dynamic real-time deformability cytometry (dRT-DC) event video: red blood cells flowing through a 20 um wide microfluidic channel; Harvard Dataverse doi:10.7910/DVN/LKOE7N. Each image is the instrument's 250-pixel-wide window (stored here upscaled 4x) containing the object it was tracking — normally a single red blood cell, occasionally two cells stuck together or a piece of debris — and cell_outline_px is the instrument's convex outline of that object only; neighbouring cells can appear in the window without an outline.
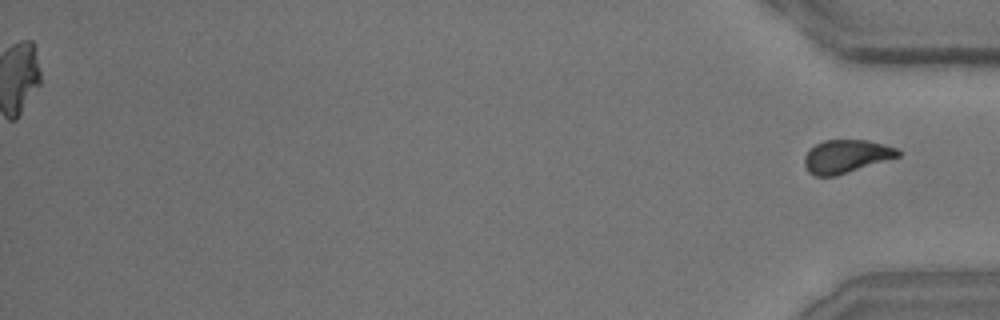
{"species": "common noctule bat (a hibernating species)", "species_latin": "Nyctalus noctula", "temperature_condition": "room temperature", "stored_images_in_passage": 56, "segment_of_instrument_passage": [2, 2], "camera_frame_rate_fps": 3000, "um_per_image_px": 0.085, "animal": {"sex": "male", "body_mass_g": 15.6}, "frame": {"image": 1, "passage_image": 56, "time_ms": 18.333, "image_size_px": [1000, 320], "cell_outline_px": [[900, 156], [836, 176], [812, 176], [808, 172], [804, 164], [804, 156], [816, 144], [824, 140], [868, 140], [884, 144], [896, 148], [900, 152]], "centroid_in_image_um": [71.91, 13.3], "position_along_channel_um": 363.3, "area_um2": 18.03}}